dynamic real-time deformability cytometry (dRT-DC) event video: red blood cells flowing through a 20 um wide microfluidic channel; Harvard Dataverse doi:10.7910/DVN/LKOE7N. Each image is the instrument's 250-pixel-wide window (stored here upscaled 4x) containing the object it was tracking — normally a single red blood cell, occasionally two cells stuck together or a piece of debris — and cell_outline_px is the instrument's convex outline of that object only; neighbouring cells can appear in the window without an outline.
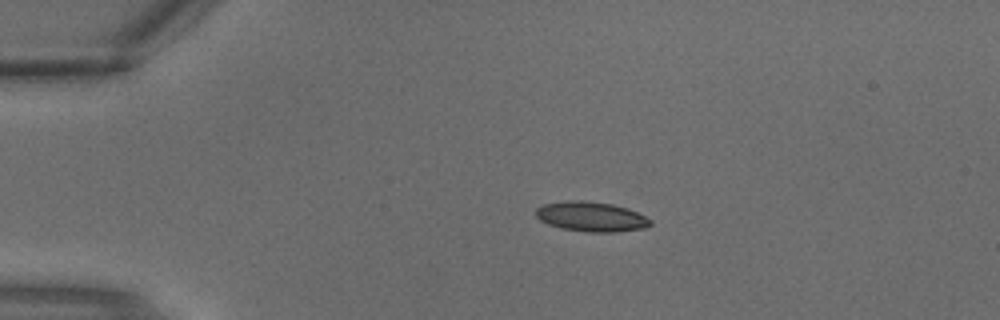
{"species": "common noctule bat (a hibernating species)", "species_latin": "Nyctalus noctula", "temperature_condition": "warm", "stored_images_in_passage": 3, "camera_frame_rate_fps": 3000, "um_per_image_px": 0.085, "animal": {"sex": "male", "body_mass_g": 18.8}, "frame": {"image": 1, "passage_image": 2, "time_ms": 0.333, "image_size_px": [1000, 320], "cell_outline_px": [[652, 224], [644, 228], [616, 232], [588, 232], [560, 228], [548, 224], [540, 220], [536, 216], [536, 208], [544, 204], [568, 200], [584, 200], [612, 204], [628, 208], [652, 220]], "centroid_in_image_um": [50.25, 18.41], "position_along_channel_um": 34.8, "area_um2": 19.94}}